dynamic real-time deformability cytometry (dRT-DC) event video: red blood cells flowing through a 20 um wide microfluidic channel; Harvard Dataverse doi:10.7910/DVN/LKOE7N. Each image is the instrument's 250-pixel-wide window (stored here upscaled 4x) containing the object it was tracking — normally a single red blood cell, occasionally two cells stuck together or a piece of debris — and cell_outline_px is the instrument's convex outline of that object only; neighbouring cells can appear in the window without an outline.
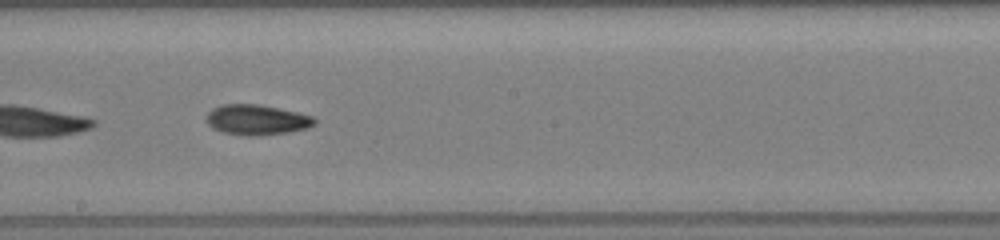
{"species": "common noctule bat (a hibernating species)", "species_latin": "Nyctalus noctula", "temperature_condition": "room temperature", "stored_images_in_passage": 22, "camera_frame_rate_fps": 3000, "um_per_image_px": 0.085, "animal": {"sex": "female", "body_mass_g": 19.5, "forearm_length_mm": 54.1}, "frame": {"image": 1, "passage_image": 16, "time_ms": 5.0, "image_size_px": [1000, 240], "cell_outline_px": [[316, 124], [308, 128], [288, 132], [260, 136], [244, 136], [224, 132], [212, 128], [208, 124], [208, 112], [212, 108], [220, 104], [260, 104], [296, 112], [312, 116], [316, 120]], "centroid_in_image_um": [21.83, 10.18], "position_along_channel_um": 226.4, "area_um2": 19.13}}
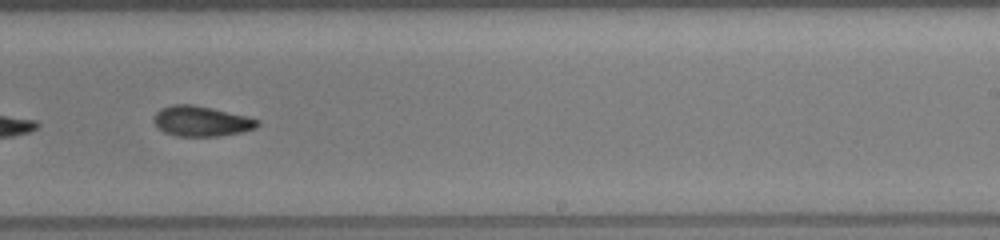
{"frame": {"image": 2, "passage_image": 19, "time_ms": 6.0, "image_size_px": [1000, 240], "cell_outline_px": [[260, 124], [256, 128], [244, 132], [220, 136], [176, 136], [164, 132], [152, 120], [156, 112], [160, 108], [172, 104], [192, 104], [248, 116], [260, 120]], "centroid_in_image_um": [17.14, 10.3], "position_along_channel_um": 271.9, "area_um2": 18.44}}